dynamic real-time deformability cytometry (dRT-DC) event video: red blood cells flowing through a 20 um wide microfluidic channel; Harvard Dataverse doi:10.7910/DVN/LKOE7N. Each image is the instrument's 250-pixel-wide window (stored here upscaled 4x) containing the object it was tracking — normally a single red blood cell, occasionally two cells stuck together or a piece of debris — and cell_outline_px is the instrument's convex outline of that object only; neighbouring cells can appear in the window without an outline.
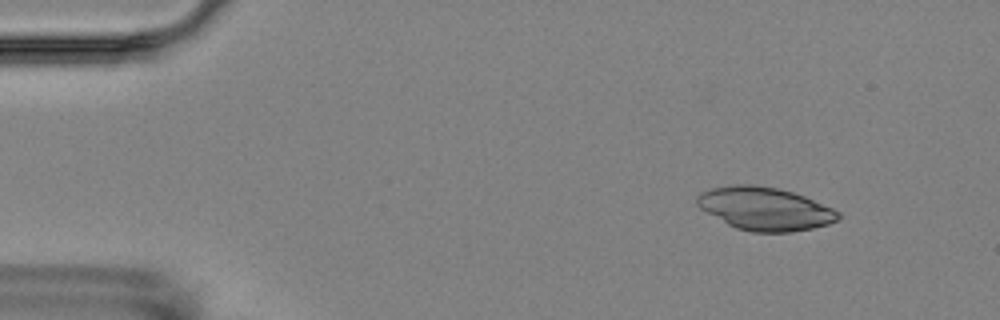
{"species": "Egyptian fruit bat (a non-hibernating species)", "species_latin": "Rousettus aegyptiacus", "temperature_condition": "room temperature", "stored_images_in_passage": 5, "camera_frame_rate_fps": 3000, "um_per_image_px": 0.085, "animal": {"sex": "female"}, "frame": {"image": 1, "passage_image": 5, "time_ms": 5.667, "image_size_px": [1000, 320], "cell_outline_px": [[840, 220], [828, 224], [812, 228], [792, 232], [752, 232], [736, 228], [728, 224], [700, 208], [696, 204], [696, 196], [700, 192], [708, 188], [732, 184], [752, 184], [776, 188], [792, 192], [804, 196], [832, 208], [840, 212]], "centroid_in_image_um": [65.0, 17.73], "position_along_channel_um": 20.0, "area_um2": 35.49}}